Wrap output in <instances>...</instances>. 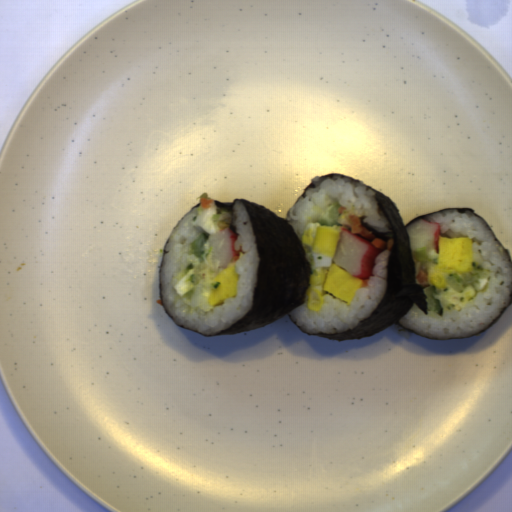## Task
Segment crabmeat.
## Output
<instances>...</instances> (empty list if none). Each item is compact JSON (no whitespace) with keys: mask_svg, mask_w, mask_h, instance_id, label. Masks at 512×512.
Here are the masks:
<instances>
[{"mask_svg":"<svg viewBox=\"0 0 512 512\" xmlns=\"http://www.w3.org/2000/svg\"><path fill=\"white\" fill-rule=\"evenodd\" d=\"M383 251L373 246L371 241L341 227L339 242L332 261L354 277L370 279L374 276L372 272L376 264L375 258Z\"/></svg>","mask_w":512,"mask_h":512,"instance_id":"crabmeat-1","label":"crabmeat"},{"mask_svg":"<svg viewBox=\"0 0 512 512\" xmlns=\"http://www.w3.org/2000/svg\"><path fill=\"white\" fill-rule=\"evenodd\" d=\"M237 239L238 234L236 230L229 227L208 235L203 253L210 247L212 248V266L214 268L217 262L219 263L217 269H227L228 263L238 261L240 253H243V247L241 244L239 251H236L235 243Z\"/></svg>","mask_w":512,"mask_h":512,"instance_id":"crabmeat-2","label":"crabmeat"},{"mask_svg":"<svg viewBox=\"0 0 512 512\" xmlns=\"http://www.w3.org/2000/svg\"><path fill=\"white\" fill-rule=\"evenodd\" d=\"M410 251L413 262L416 261L415 249L434 248L438 254L441 227L438 222L419 219L407 226Z\"/></svg>","mask_w":512,"mask_h":512,"instance_id":"crabmeat-3","label":"crabmeat"}]
</instances>
